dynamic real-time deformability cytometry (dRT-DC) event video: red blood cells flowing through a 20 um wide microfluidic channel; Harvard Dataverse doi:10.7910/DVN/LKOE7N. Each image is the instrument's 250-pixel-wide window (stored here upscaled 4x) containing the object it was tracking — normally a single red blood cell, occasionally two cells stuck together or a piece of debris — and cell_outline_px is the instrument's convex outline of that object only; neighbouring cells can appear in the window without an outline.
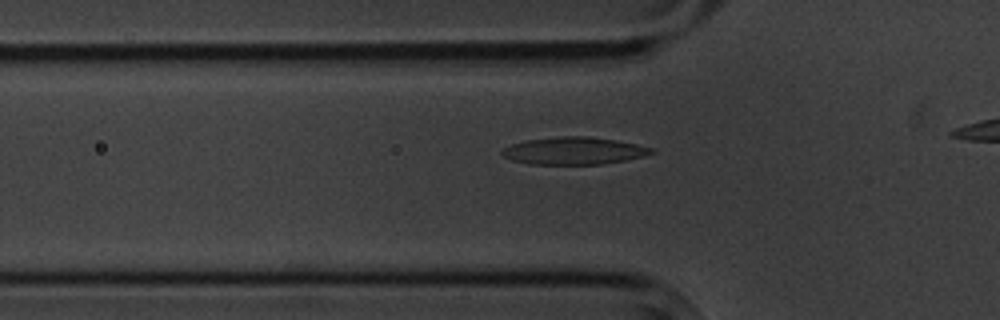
{"species": "common noctule bat (a hibernating species)", "species_latin": "Nyctalus noctula", "temperature_condition": "cold", "stored_images_in_passage": 5, "segment_of_instrument_passage": [2, 2], "camera_frame_rate_fps": 3000, "um_per_image_px": 0.085, "animal": {"sex": "male", "body_mass_g": 20.1, "forearm_length_mm": 53.5}, "frame": {"image": 1, "passage_image": 5, "time_ms": 4.667, "image_size_px": [1000, 320], "cell_outline_px": [[656, 152], [644, 156], [604, 164], [528, 164], [512, 160], [504, 156], [500, 152], [504, 148], [512, 144], [524, 140], [556, 136], [588, 136], [616, 140], [636, 144], [652, 148]], "centroid_in_image_um": [48.77, 12.81], "position_along_channel_um": 77.0, "area_um2": 23.87}}